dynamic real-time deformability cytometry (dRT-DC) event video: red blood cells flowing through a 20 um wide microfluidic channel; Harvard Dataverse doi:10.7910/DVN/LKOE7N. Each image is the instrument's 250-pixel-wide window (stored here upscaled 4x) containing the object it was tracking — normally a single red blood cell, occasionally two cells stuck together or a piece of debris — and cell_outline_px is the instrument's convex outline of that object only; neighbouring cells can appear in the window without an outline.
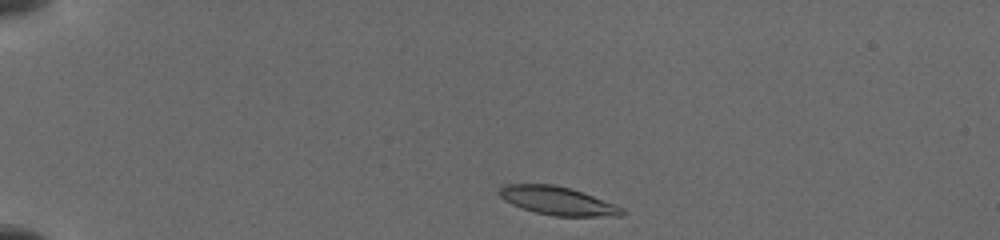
{"species": "common noctule bat (a hibernating species)", "species_latin": "Nyctalus noctula", "temperature_condition": "cold", "stored_images_in_passage": 17, "camera_frame_rate_fps": 3000, "um_per_image_px": 0.085, "animal": {"sex": "female", "body_mass_g": 19.5, "forearm_length_mm": 54.1}, "frame": {"image": 1, "passage_image": 1, "time_ms": 0.0, "image_size_px": [1000, 240], "cell_outline_px": [[628, 212], [624, 216], [552, 216], [536, 212], [512, 204], [504, 200], [496, 192], [504, 184], [556, 184], [616, 204], [624, 208]], "centroid_in_image_um": [47.42, 17.07], "position_along_channel_um": 37.6, "area_um2": 20.29}}
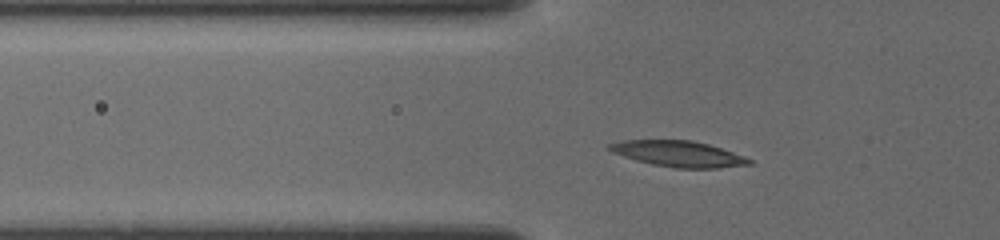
{"frame": {"image": 2, "passage_image": 12, "time_ms": 2.333, "image_size_px": [1000, 240], "cell_outline_px": [[752, 164], [720, 168], [676, 168], [652, 164], [636, 160], [612, 152], [608, 148], [608, 144], [624, 140], [692, 140], [708, 144], [744, 156], [752, 160]], "centroid_in_image_um": [57.68, 13.07], "position_along_channel_um": 68.1, "area_um2": 20.92}}
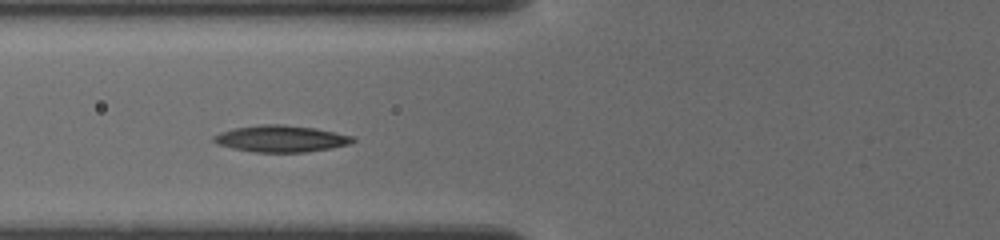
{"frame": {"image": 3, "passage_image": 16, "time_ms": 3.333, "image_size_px": [1000, 240], "cell_outline_px": [[356, 140], [348, 144], [332, 148], [308, 152], [252, 152], [232, 148], [216, 144], [212, 140], [212, 136], [220, 132], [236, 128], [260, 124], [284, 124], [316, 128], [352, 136]], "centroid_in_image_um": [23.85, 11.79], "position_along_channel_um": 101.9, "area_um2": 21.68}}